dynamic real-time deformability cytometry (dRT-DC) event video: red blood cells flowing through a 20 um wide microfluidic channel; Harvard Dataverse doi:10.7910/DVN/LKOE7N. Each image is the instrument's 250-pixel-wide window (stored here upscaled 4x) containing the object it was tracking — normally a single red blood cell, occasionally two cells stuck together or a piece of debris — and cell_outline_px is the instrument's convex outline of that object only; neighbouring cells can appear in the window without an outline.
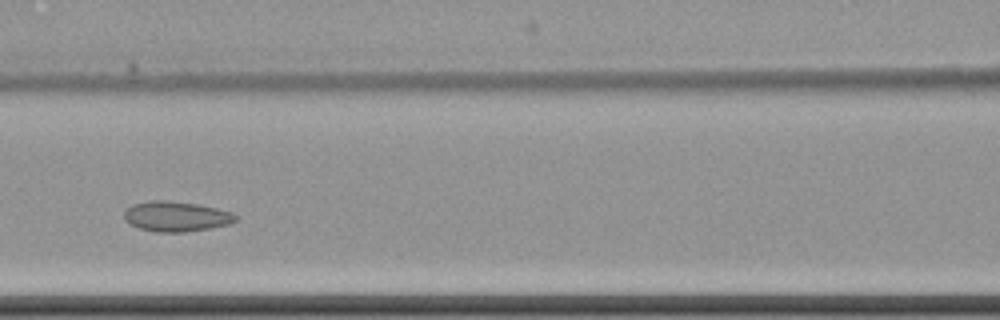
{"species": "common noctule bat (a hibernating species)", "species_latin": "Nyctalus noctula", "temperature_condition": "cold", "stored_images_in_passage": 12, "camera_frame_rate_fps": 3000, "um_per_image_px": 0.085, "animal": {"sex": "female", "body_mass_g": 22.7, "forearm_length_mm": 54.2}, "frame": {"image": 1, "passage_image": 4, "time_ms": 3.667, "image_size_px": [1000, 320], "cell_outline_px": [[240, 216], [236, 220], [228, 224], [212, 228], [184, 232], [156, 232], [140, 228], [128, 224], [124, 220], [124, 212], [132, 204], [148, 200], [160, 200], [196, 204], [216, 208], [232, 212]], "centroid_in_image_um": [14.96, 18.4], "position_along_channel_um": 151.6, "area_um2": 19.65}}
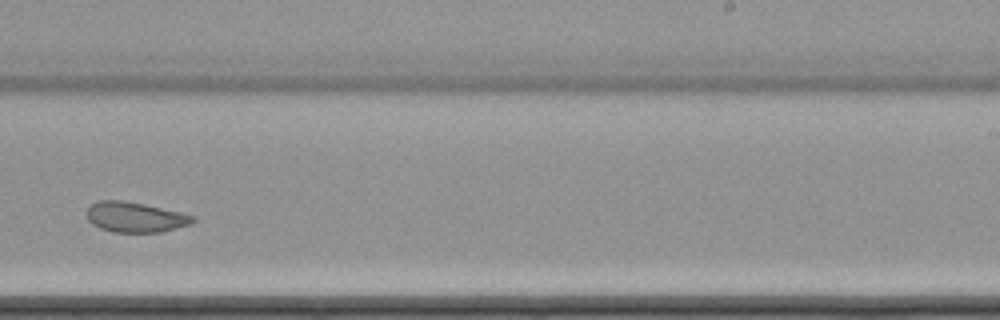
{"frame": {"image": 2, "passage_image": 7, "time_ms": 7.333, "image_size_px": [1000, 320], "cell_outline_px": [[196, 220], [192, 224], [160, 232], [112, 232], [100, 228], [92, 224], [88, 220], [84, 212], [96, 200], [124, 200], [144, 204], [180, 212], [196, 216]], "centroid_in_image_um": [11.47, 18.45], "position_along_channel_um": 277.5, "area_um2": 18.9}}
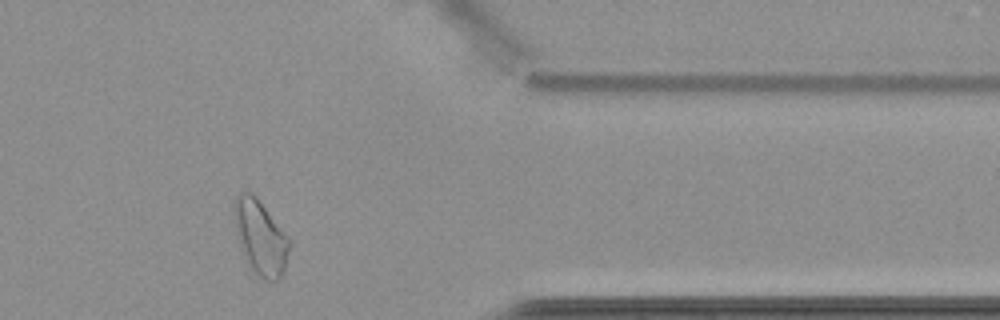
{"frame": {"image": 3, "passage_image": 10, "time_ms": 11.0, "image_size_px": [1000, 320], "cell_outline_px": [[292, 244], [284, 268], [280, 276], [276, 280], [264, 280], [252, 268], [244, 256], [232, 216], [232, 208], [236, 196], [240, 192], [252, 192], [256, 196], [292, 240]], "centroid_in_image_um": [22.15, 20.11], "position_along_channel_um": 389.3, "area_um2": 23.93}, "authors_computed_cell_mechanics": {"area_um2": 19.8543, "velocity_mm_per_s": 3.4518, "shape_relaxation_time_tau1_ms": null, "shape_relaxation_time_tau2_ms": 2.0719, "deformation_change_tau1": null, "deformation_change_tau2": 0.0424}}